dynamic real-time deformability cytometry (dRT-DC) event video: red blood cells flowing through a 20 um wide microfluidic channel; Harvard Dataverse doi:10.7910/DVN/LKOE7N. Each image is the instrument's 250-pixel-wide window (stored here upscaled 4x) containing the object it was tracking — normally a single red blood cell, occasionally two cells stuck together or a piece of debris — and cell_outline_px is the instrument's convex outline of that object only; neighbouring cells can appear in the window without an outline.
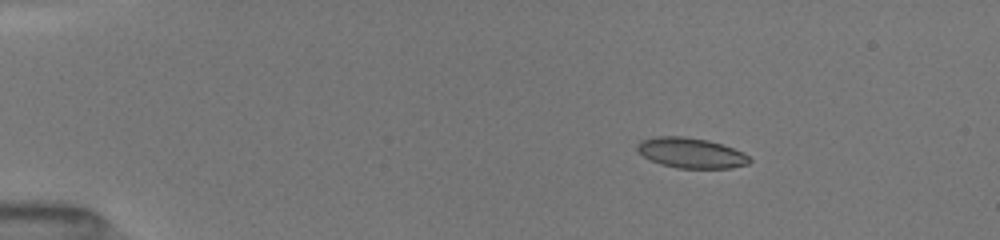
{"species": "common noctule bat (a hibernating species)", "species_latin": "Nyctalus noctula", "temperature_condition": "room temperature", "stored_images_in_passage": 15, "camera_frame_rate_fps": 3000, "um_per_image_px": 0.085, "animal": {"sex": "female", "body_mass_g": 19.5, "forearm_length_mm": 54.1}, "frame": {"image": 1, "passage_image": 1, "time_ms": 0.0, "image_size_px": [1000, 240], "cell_outline_px": [[752, 160], [748, 164], [728, 168], [676, 168], [660, 164], [644, 156], [636, 148], [636, 144], [640, 140], [656, 136], [684, 136], [708, 140], [744, 152]], "centroid_in_image_um": [58.72, 12.99], "position_along_channel_um": 26.3, "area_um2": 19.77}}
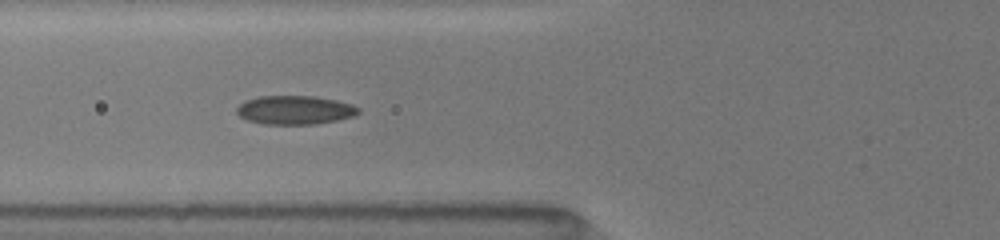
{"frame": {"image": 2, "passage_image": 8, "time_ms": 4.0, "image_size_px": [1000, 240], "cell_outline_px": [[360, 112], [352, 116], [336, 120], [316, 124], [264, 124], [248, 120], [240, 116], [236, 112], [236, 108], [244, 100], [256, 96], [316, 96], [336, 100], [352, 104], [360, 108]], "centroid_in_image_um": [25.05, 9.34], "position_along_channel_um": 100.8, "area_um2": 20.46}}
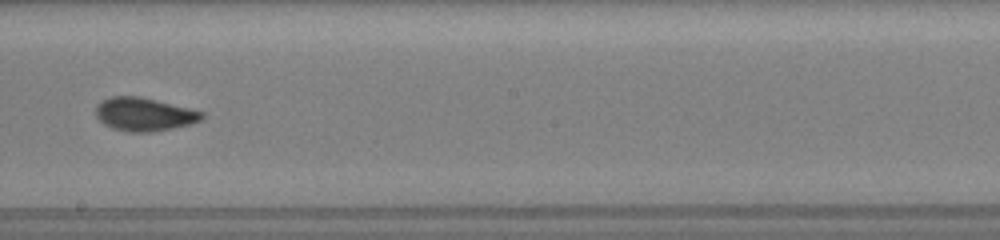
{"frame": {"image": 3, "passage_image": 14, "time_ms": 7.333, "image_size_px": [1000, 240], "cell_outline_px": [[204, 116], [200, 120], [192, 124], [152, 132], [128, 132], [112, 128], [104, 124], [96, 116], [96, 104], [100, 100], [112, 96], [140, 96], [204, 112]], "centroid_in_image_um": [12.22, 9.71], "position_along_channel_um": 236.0, "area_um2": 20.63}}